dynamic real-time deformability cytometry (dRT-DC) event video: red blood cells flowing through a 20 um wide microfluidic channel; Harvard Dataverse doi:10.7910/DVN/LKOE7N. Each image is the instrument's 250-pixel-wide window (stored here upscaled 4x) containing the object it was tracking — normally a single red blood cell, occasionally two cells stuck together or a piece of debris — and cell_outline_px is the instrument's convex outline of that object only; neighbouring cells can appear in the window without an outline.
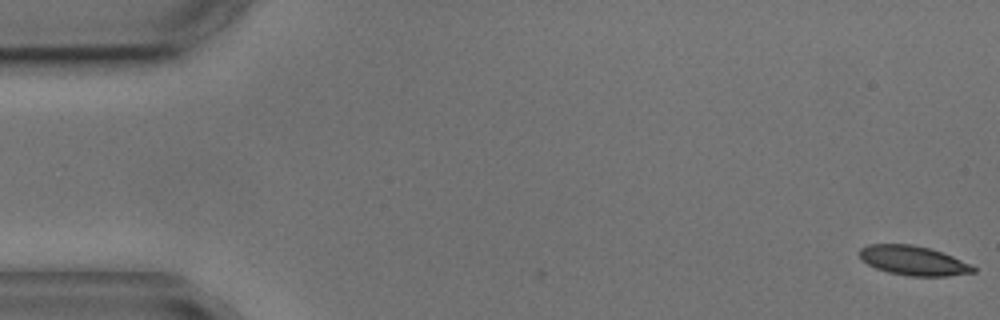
{"species": "common noctule bat (a hibernating species)", "species_latin": "Nyctalus noctula", "temperature_condition": "cold", "stored_images_in_passage": 3, "segment_of_instrument_passage": [2, 2], "camera_frame_rate_fps": 3000, "um_per_image_px": 0.085, "animal": {"sex": "male", "body_mass_g": 17.9, "forearm_length_mm": 54.2}, "frame": {"image": 1, "passage_image": 3, "time_ms": 2.333, "image_size_px": [1000, 320], "cell_outline_px": [[976, 272], [948, 276], [908, 276], [888, 272], [876, 268], [860, 260], [860, 248], [868, 244], [912, 244], [944, 252], [976, 268]], "centroid_in_image_um": [77.61, 22.15], "position_along_channel_um": 7.4, "area_um2": 19.48}}